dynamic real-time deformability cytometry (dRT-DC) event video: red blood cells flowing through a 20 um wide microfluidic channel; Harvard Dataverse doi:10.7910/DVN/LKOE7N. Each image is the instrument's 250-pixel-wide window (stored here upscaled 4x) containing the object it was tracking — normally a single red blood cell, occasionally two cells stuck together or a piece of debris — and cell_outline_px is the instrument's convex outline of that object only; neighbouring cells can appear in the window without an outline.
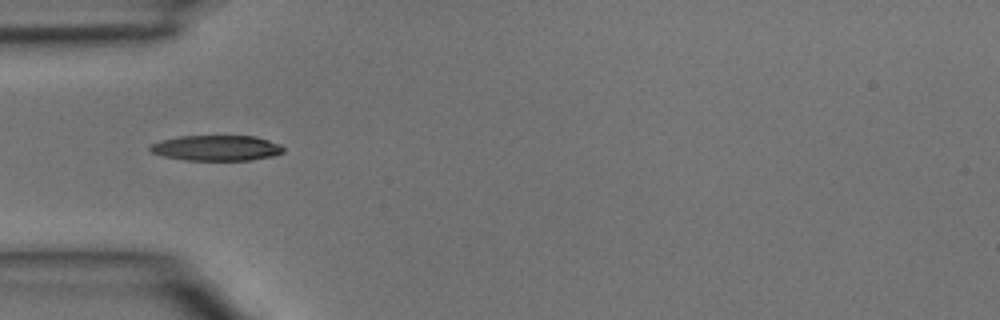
{"species": "common noctule bat (a hibernating species)", "species_latin": "Nyctalus noctula", "temperature_condition": "room temperature", "stored_images_in_passage": 4, "camera_frame_rate_fps": 3000, "um_per_image_px": 0.085, "animal": {"sex": "male", "body_mass_g": 15.6}, "frame": {"image": 1, "passage_image": 4, "time_ms": 1.0, "image_size_px": [1000, 320], "cell_outline_px": [[284, 152], [272, 156], [252, 160], [184, 160], [164, 156], [152, 152], [148, 148], [152, 144], [160, 140], [176, 136], [256, 136], [280, 144], [284, 148]], "centroid_in_image_um": [18.4, 12.57], "position_along_channel_um": 66.6, "area_um2": 19.83}}